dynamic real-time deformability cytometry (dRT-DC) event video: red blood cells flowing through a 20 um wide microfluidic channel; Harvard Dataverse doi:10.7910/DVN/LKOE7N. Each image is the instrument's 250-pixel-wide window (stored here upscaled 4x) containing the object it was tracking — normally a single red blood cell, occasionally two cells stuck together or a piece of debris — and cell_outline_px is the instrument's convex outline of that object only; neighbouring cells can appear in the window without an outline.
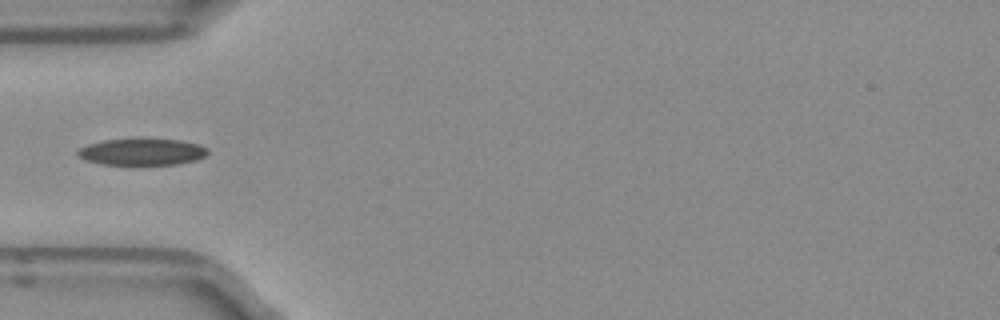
{"species": "Egyptian fruit bat (a non-hibernating species)", "species_latin": "Rousettus aegyptiacus", "temperature_condition": "room temperature", "stored_images_in_passage": 36, "camera_frame_rate_fps": 3000, "um_per_image_px": 0.085, "frame": {"image": 1, "passage_image": 1, "time_ms": 0.0, "image_size_px": [1000, 320], "cell_outline_px": [[208, 152], [204, 156], [196, 160], [180, 164], [100, 164], [88, 160], [80, 156], [76, 152], [80, 148], [88, 144], [104, 140], [180, 140], [196, 144], [208, 148]], "centroid_in_image_um": [12.09, 12.92], "position_along_channel_um": 72.9, "area_um2": 19.59}}
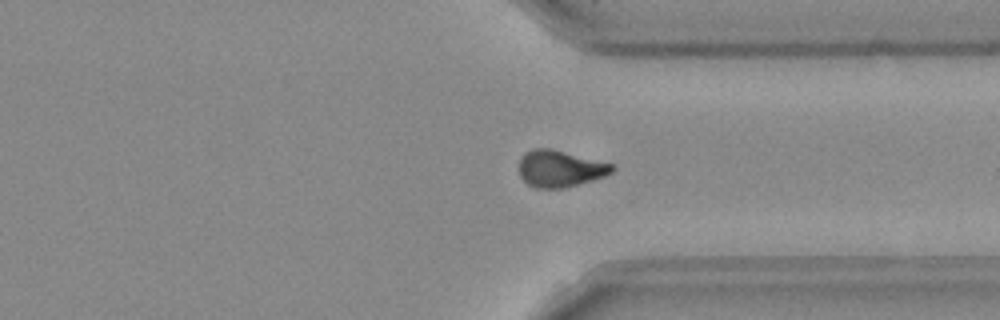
{"frame": {"image": 2, "passage_image": 23, "time_ms": 7.333, "image_size_px": [1000, 320], "cell_outline_px": [[616, 168], [612, 172], [604, 176], [592, 180], [564, 188], [536, 188], [528, 184], [520, 176], [520, 156], [524, 152], [532, 148], [552, 148], [612, 164]], "centroid_in_image_um": [47.58, 14.32], "position_along_channel_um": 363.8, "area_um2": 19.88}}
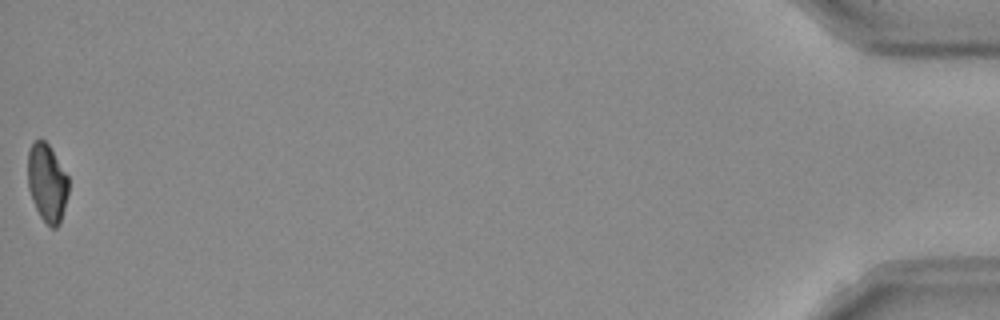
{"frame": {"image": 3, "passage_image": 36, "time_ms": 11.667, "image_size_px": [1000, 320], "cell_outline_px": [[68, 192], [60, 224], [56, 228], [52, 228], [40, 216], [36, 208], [28, 188], [28, 152], [32, 144], [36, 140], [44, 140], [48, 144], [68, 176]], "centroid_in_image_um": [4.0, 15.55], "position_along_channel_um": 431.2, "area_um2": 18.26}}